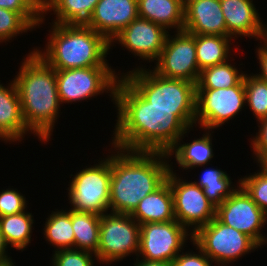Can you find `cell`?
I'll return each mask as SVG.
<instances>
[{
  "mask_svg": "<svg viewBox=\"0 0 267 266\" xmlns=\"http://www.w3.org/2000/svg\"><path fill=\"white\" fill-rule=\"evenodd\" d=\"M113 147L167 153L195 124L196 109L153 108L123 76L115 89Z\"/></svg>",
  "mask_w": 267,
  "mask_h": 266,
  "instance_id": "1",
  "label": "cell"
},
{
  "mask_svg": "<svg viewBox=\"0 0 267 266\" xmlns=\"http://www.w3.org/2000/svg\"><path fill=\"white\" fill-rule=\"evenodd\" d=\"M113 148L110 212L131 214L146 195L157 190L167 180L171 160L164 152Z\"/></svg>",
  "mask_w": 267,
  "mask_h": 266,
  "instance_id": "2",
  "label": "cell"
},
{
  "mask_svg": "<svg viewBox=\"0 0 267 266\" xmlns=\"http://www.w3.org/2000/svg\"><path fill=\"white\" fill-rule=\"evenodd\" d=\"M34 52L35 48L24 57L14 82L27 128L46 143L51 139L61 103L56 70Z\"/></svg>",
  "mask_w": 267,
  "mask_h": 266,
  "instance_id": "3",
  "label": "cell"
},
{
  "mask_svg": "<svg viewBox=\"0 0 267 266\" xmlns=\"http://www.w3.org/2000/svg\"><path fill=\"white\" fill-rule=\"evenodd\" d=\"M46 49L35 52L54 70L109 66L110 42L86 25L52 23Z\"/></svg>",
  "mask_w": 267,
  "mask_h": 266,
  "instance_id": "4",
  "label": "cell"
},
{
  "mask_svg": "<svg viewBox=\"0 0 267 266\" xmlns=\"http://www.w3.org/2000/svg\"><path fill=\"white\" fill-rule=\"evenodd\" d=\"M137 67L123 76L153 108L196 109V83L159 76L152 69ZM124 74V75H122Z\"/></svg>",
  "mask_w": 267,
  "mask_h": 266,
  "instance_id": "5",
  "label": "cell"
},
{
  "mask_svg": "<svg viewBox=\"0 0 267 266\" xmlns=\"http://www.w3.org/2000/svg\"><path fill=\"white\" fill-rule=\"evenodd\" d=\"M90 166L73 175L68 199L72 210L102 216L110 210L111 155Z\"/></svg>",
  "mask_w": 267,
  "mask_h": 266,
  "instance_id": "6",
  "label": "cell"
},
{
  "mask_svg": "<svg viewBox=\"0 0 267 266\" xmlns=\"http://www.w3.org/2000/svg\"><path fill=\"white\" fill-rule=\"evenodd\" d=\"M110 66H94L76 69L56 70V80L60 103L90 100L92 96L110 93L115 102L118 76ZM109 91V92H108Z\"/></svg>",
  "mask_w": 267,
  "mask_h": 266,
  "instance_id": "7",
  "label": "cell"
},
{
  "mask_svg": "<svg viewBox=\"0 0 267 266\" xmlns=\"http://www.w3.org/2000/svg\"><path fill=\"white\" fill-rule=\"evenodd\" d=\"M192 237V242L218 266H228L260 247L247 234L225 225L216 217L199 228Z\"/></svg>",
  "mask_w": 267,
  "mask_h": 266,
  "instance_id": "8",
  "label": "cell"
},
{
  "mask_svg": "<svg viewBox=\"0 0 267 266\" xmlns=\"http://www.w3.org/2000/svg\"><path fill=\"white\" fill-rule=\"evenodd\" d=\"M140 224L130 214L104 213L100 218L99 245L96 255L102 264H112L131 253L138 256Z\"/></svg>",
  "mask_w": 267,
  "mask_h": 266,
  "instance_id": "9",
  "label": "cell"
},
{
  "mask_svg": "<svg viewBox=\"0 0 267 266\" xmlns=\"http://www.w3.org/2000/svg\"><path fill=\"white\" fill-rule=\"evenodd\" d=\"M176 175L170 167L167 181L173 196L175 218L194 234L215 218L216 207L207 199L201 187Z\"/></svg>",
  "mask_w": 267,
  "mask_h": 266,
  "instance_id": "10",
  "label": "cell"
},
{
  "mask_svg": "<svg viewBox=\"0 0 267 266\" xmlns=\"http://www.w3.org/2000/svg\"><path fill=\"white\" fill-rule=\"evenodd\" d=\"M246 105L244 78L231 88L196 89L195 124L214 130L230 121Z\"/></svg>",
  "mask_w": 267,
  "mask_h": 266,
  "instance_id": "11",
  "label": "cell"
},
{
  "mask_svg": "<svg viewBox=\"0 0 267 266\" xmlns=\"http://www.w3.org/2000/svg\"><path fill=\"white\" fill-rule=\"evenodd\" d=\"M189 232L177 220L144 223L140 225V246L136 258L172 262L184 250L186 240L190 238L192 242L193 234Z\"/></svg>",
  "mask_w": 267,
  "mask_h": 266,
  "instance_id": "12",
  "label": "cell"
},
{
  "mask_svg": "<svg viewBox=\"0 0 267 266\" xmlns=\"http://www.w3.org/2000/svg\"><path fill=\"white\" fill-rule=\"evenodd\" d=\"M175 32L174 36L168 33L153 71L166 78L197 83L200 70L196 57L195 34L184 30Z\"/></svg>",
  "mask_w": 267,
  "mask_h": 266,
  "instance_id": "13",
  "label": "cell"
},
{
  "mask_svg": "<svg viewBox=\"0 0 267 266\" xmlns=\"http://www.w3.org/2000/svg\"><path fill=\"white\" fill-rule=\"evenodd\" d=\"M237 183V189L216 207L215 217L225 225L247 234L261 247L265 239L261 231L267 224V217L240 186V181Z\"/></svg>",
  "mask_w": 267,
  "mask_h": 266,
  "instance_id": "14",
  "label": "cell"
},
{
  "mask_svg": "<svg viewBox=\"0 0 267 266\" xmlns=\"http://www.w3.org/2000/svg\"><path fill=\"white\" fill-rule=\"evenodd\" d=\"M168 33L163 26L138 17L112 39L110 46L119 42L134 56L150 63L158 60Z\"/></svg>",
  "mask_w": 267,
  "mask_h": 266,
  "instance_id": "15",
  "label": "cell"
},
{
  "mask_svg": "<svg viewBox=\"0 0 267 266\" xmlns=\"http://www.w3.org/2000/svg\"><path fill=\"white\" fill-rule=\"evenodd\" d=\"M138 17V0H99L86 26L111 42Z\"/></svg>",
  "mask_w": 267,
  "mask_h": 266,
  "instance_id": "16",
  "label": "cell"
},
{
  "mask_svg": "<svg viewBox=\"0 0 267 266\" xmlns=\"http://www.w3.org/2000/svg\"><path fill=\"white\" fill-rule=\"evenodd\" d=\"M220 5L228 37H254L259 43L266 39L267 25L262 23L253 0H220Z\"/></svg>",
  "mask_w": 267,
  "mask_h": 266,
  "instance_id": "17",
  "label": "cell"
},
{
  "mask_svg": "<svg viewBox=\"0 0 267 266\" xmlns=\"http://www.w3.org/2000/svg\"><path fill=\"white\" fill-rule=\"evenodd\" d=\"M183 30L197 35L228 36L220 0H185Z\"/></svg>",
  "mask_w": 267,
  "mask_h": 266,
  "instance_id": "18",
  "label": "cell"
},
{
  "mask_svg": "<svg viewBox=\"0 0 267 266\" xmlns=\"http://www.w3.org/2000/svg\"><path fill=\"white\" fill-rule=\"evenodd\" d=\"M28 132L14 80L6 87L0 82V140L17 143Z\"/></svg>",
  "mask_w": 267,
  "mask_h": 266,
  "instance_id": "19",
  "label": "cell"
},
{
  "mask_svg": "<svg viewBox=\"0 0 267 266\" xmlns=\"http://www.w3.org/2000/svg\"><path fill=\"white\" fill-rule=\"evenodd\" d=\"M130 215L140 225L176 220L168 181L166 180L157 190L146 195Z\"/></svg>",
  "mask_w": 267,
  "mask_h": 266,
  "instance_id": "20",
  "label": "cell"
},
{
  "mask_svg": "<svg viewBox=\"0 0 267 266\" xmlns=\"http://www.w3.org/2000/svg\"><path fill=\"white\" fill-rule=\"evenodd\" d=\"M185 0H138V16L163 26L166 30L184 29Z\"/></svg>",
  "mask_w": 267,
  "mask_h": 266,
  "instance_id": "21",
  "label": "cell"
},
{
  "mask_svg": "<svg viewBox=\"0 0 267 266\" xmlns=\"http://www.w3.org/2000/svg\"><path fill=\"white\" fill-rule=\"evenodd\" d=\"M206 133L190 143L181 144L180 140L167 152L168 157L175 155L178 167L185 170L203 167L214 157L212 149L211 130H204Z\"/></svg>",
  "mask_w": 267,
  "mask_h": 266,
  "instance_id": "22",
  "label": "cell"
},
{
  "mask_svg": "<svg viewBox=\"0 0 267 266\" xmlns=\"http://www.w3.org/2000/svg\"><path fill=\"white\" fill-rule=\"evenodd\" d=\"M99 0H42V14L53 11V23L86 25Z\"/></svg>",
  "mask_w": 267,
  "mask_h": 266,
  "instance_id": "23",
  "label": "cell"
},
{
  "mask_svg": "<svg viewBox=\"0 0 267 266\" xmlns=\"http://www.w3.org/2000/svg\"><path fill=\"white\" fill-rule=\"evenodd\" d=\"M232 38L228 36L195 34L196 57L199 70L229 60Z\"/></svg>",
  "mask_w": 267,
  "mask_h": 266,
  "instance_id": "24",
  "label": "cell"
},
{
  "mask_svg": "<svg viewBox=\"0 0 267 266\" xmlns=\"http://www.w3.org/2000/svg\"><path fill=\"white\" fill-rule=\"evenodd\" d=\"M100 218L92 212L72 210L74 249L97 253L99 245Z\"/></svg>",
  "mask_w": 267,
  "mask_h": 266,
  "instance_id": "25",
  "label": "cell"
},
{
  "mask_svg": "<svg viewBox=\"0 0 267 266\" xmlns=\"http://www.w3.org/2000/svg\"><path fill=\"white\" fill-rule=\"evenodd\" d=\"M44 237L55 249H74V232L72 228V209L53 211L46 218Z\"/></svg>",
  "mask_w": 267,
  "mask_h": 266,
  "instance_id": "26",
  "label": "cell"
},
{
  "mask_svg": "<svg viewBox=\"0 0 267 266\" xmlns=\"http://www.w3.org/2000/svg\"><path fill=\"white\" fill-rule=\"evenodd\" d=\"M33 223L32 213L23 211L0 217V230L8 245L23 251L31 243Z\"/></svg>",
  "mask_w": 267,
  "mask_h": 266,
  "instance_id": "27",
  "label": "cell"
},
{
  "mask_svg": "<svg viewBox=\"0 0 267 266\" xmlns=\"http://www.w3.org/2000/svg\"><path fill=\"white\" fill-rule=\"evenodd\" d=\"M228 61L231 60L202 69L196 89H224L236 86L244 78L245 73L239 72L237 67Z\"/></svg>",
  "mask_w": 267,
  "mask_h": 266,
  "instance_id": "28",
  "label": "cell"
},
{
  "mask_svg": "<svg viewBox=\"0 0 267 266\" xmlns=\"http://www.w3.org/2000/svg\"><path fill=\"white\" fill-rule=\"evenodd\" d=\"M194 183L203 189L207 199L215 207L221 205L237 189L227 172L217 168L205 169L200 179Z\"/></svg>",
  "mask_w": 267,
  "mask_h": 266,
  "instance_id": "29",
  "label": "cell"
},
{
  "mask_svg": "<svg viewBox=\"0 0 267 266\" xmlns=\"http://www.w3.org/2000/svg\"><path fill=\"white\" fill-rule=\"evenodd\" d=\"M249 75H244L245 101L258 122L267 118V82L255 74Z\"/></svg>",
  "mask_w": 267,
  "mask_h": 266,
  "instance_id": "30",
  "label": "cell"
},
{
  "mask_svg": "<svg viewBox=\"0 0 267 266\" xmlns=\"http://www.w3.org/2000/svg\"><path fill=\"white\" fill-rule=\"evenodd\" d=\"M260 170L240 178V186L246 191L267 217V168L259 165Z\"/></svg>",
  "mask_w": 267,
  "mask_h": 266,
  "instance_id": "31",
  "label": "cell"
},
{
  "mask_svg": "<svg viewBox=\"0 0 267 266\" xmlns=\"http://www.w3.org/2000/svg\"><path fill=\"white\" fill-rule=\"evenodd\" d=\"M0 8L19 13L33 28L44 22L42 0H0Z\"/></svg>",
  "mask_w": 267,
  "mask_h": 266,
  "instance_id": "32",
  "label": "cell"
},
{
  "mask_svg": "<svg viewBox=\"0 0 267 266\" xmlns=\"http://www.w3.org/2000/svg\"><path fill=\"white\" fill-rule=\"evenodd\" d=\"M33 27L17 12L0 8V43L16 38ZM18 34V35H17Z\"/></svg>",
  "mask_w": 267,
  "mask_h": 266,
  "instance_id": "33",
  "label": "cell"
},
{
  "mask_svg": "<svg viewBox=\"0 0 267 266\" xmlns=\"http://www.w3.org/2000/svg\"><path fill=\"white\" fill-rule=\"evenodd\" d=\"M95 259L96 255L88 251L60 249L52 255V266H94Z\"/></svg>",
  "mask_w": 267,
  "mask_h": 266,
  "instance_id": "34",
  "label": "cell"
},
{
  "mask_svg": "<svg viewBox=\"0 0 267 266\" xmlns=\"http://www.w3.org/2000/svg\"><path fill=\"white\" fill-rule=\"evenodd\" d=\"M27 200L22 193L14 188L0 192V217L14 215L27 210Z\"/></svg>",
  "mask_w": 267,
  "mask_h": 266,
  "instance_id": "35",
  "label": "cell"
},
{
  "mask_svg": "<svg viewBox=\"0 0 267 266\" xmlns=\"http://www.w3.org/2000/svg\"><path fill=\"white\" fill-rule=\"evenodd\" d=\"M259 129L251 139V148H253V155L256 156L254 159L257 161V165L263 164L267 161V118L259 120Z\"/></svg>",
  "mask_w": 267,
  "mask_h": 266,
  "instance_id": "36",
  "label": "cell"
},
{
  "mask_svg": "<svg viewBox=\"0 0 267 266\" xmlns=\"http://www.w3.org/2000/svg\"><path fill=\"white\" fill-rule=\"evenodd\" d=\"M193 245L199 253L195 254L192 251L179 253L171 262L172 266H211L213 261L194 242Z\"/></svg>",
  "mask_w": 267,
  "mask_h": 266,
  "instance_id": "37",
  "label": "cell"
},
{
  "mask_svg": "<svg viewBox=\"0 0 267 266\" xmlns=\"http://www.w3.org/2000/svg\"><path fill=\"white\" fill-rule=\"evenodd\" d=\"M262 42L263 44L260 45L255 52L258 56L257 58L261 71L255 75L267 82V39H264Z\"/></svg>",
  "mask_w": 267,
  "mask_h": 266,
  "instance_id": "38",
  "label": "cell"
},
{
  "mask_svg": "<svg viewBox=\"0 0 267 266\" xmlns=\"http://www.w3.org/2000/svg\"><path fill=\"white\" fill-rule=\"evenodd\" d=\"M135 266H172L171 262H165V261H147L144 259H138L136 258Z\"/></svg>",
  "mask_w": 267,
  "mask_h": 266,
  "instance_id": "39",
  "label": "cell"
},
{
  "mask_svg": "<svg viewBox=\"0 0 267 266\" xmlns=\"http://www.w3.org/2000/svg\"><path fill=\"white\" fill-rule=\"evenodd\" d=\"M8 244L5 240V237L3 236L1 230H0V261H4L7 259H10V257H8V252L6 250H8L7 247ZM7 252V253H6Z\"/></svg>",
  "mask_w": 267,
  "mask_h": 266,
  "instance_id": "40",
  "label": "cell"
},
{
  "mask_svg": "<svg viewBox=\"0 0 267 266\" xmlns=\"http://www.w3.org/2000/svg\"><path fill=\"white\" fill-rule=\"evenodd\" d=\"M0 266H15L12 259H7L4 261H0Z\"/></svg>",
  "mask_w": 267,
  "mask_h": 266,
  "instance_id": "41",
  "label": "cell"
},
{
  "mask_svg": "<svg viewBox=\"0 0 267 266\" xmlns=\"http://www.w3.org/2000/svg\"><path fill=\"white\" fill-rule=\"evenodd\" d=\"M266 245L267 244V236L265 237V239H264V242H263V245Z\"/></svg>",
  "mask_w": 267,
  "mask_h": 266,
  "instance_id": "42",
  "label": "cell"
},
{
  "mask_svg": "<svg viewBox=\"0 0 267 266\" xmlns=\"http://www.w3.org/2000/svg\"><path fill=\"white\" fill-rule=\"evenodd\" d=\"M263 165L267 168V161H265V162L263 163Z\"/></svg>",
  "mask_w": 267,
  "mask_h": 266,
  "instance_id": "43",
  "label": "cell"
}]
</instances>
